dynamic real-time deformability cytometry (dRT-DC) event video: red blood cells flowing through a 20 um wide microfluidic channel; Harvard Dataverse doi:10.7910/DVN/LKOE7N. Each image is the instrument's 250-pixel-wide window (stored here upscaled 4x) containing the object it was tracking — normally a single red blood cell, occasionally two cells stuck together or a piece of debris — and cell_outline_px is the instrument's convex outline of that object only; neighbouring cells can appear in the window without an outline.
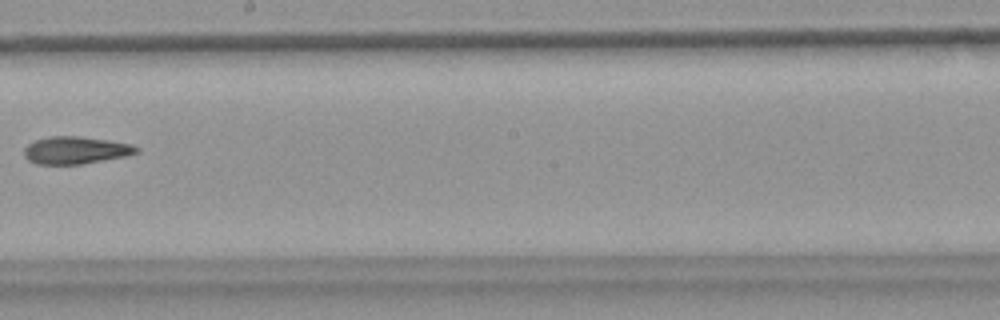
{"species": "common noctule bat (a hibernating species)", "species_latin": "Nyctalus noctula", "temperature_condition": "warm", "stored_images_in_passage": 9, "camera_frame_rate_fps": 3000, "um_per_image_px": 0.085, "animal": {"sex": "female", "body_mass_g": 18.4}, "frame": {"image": 1, "passage_image": 8, "time_ms": 2.333, "image_size_px": [1000, 320], "cell_outline_px": [[140, 152], [124, 156], [80, 164], [36, 164], [28, 160], [24, 156], [24, 148], [28, 144], [36, 140], [48, 136], [80, 136], [108, 140], [132, 144], [140, 148]], "centroid_in_image_um": [6.42, 12.76], "position_along_channel_um": 241.8, "area_um2": 17.92}}
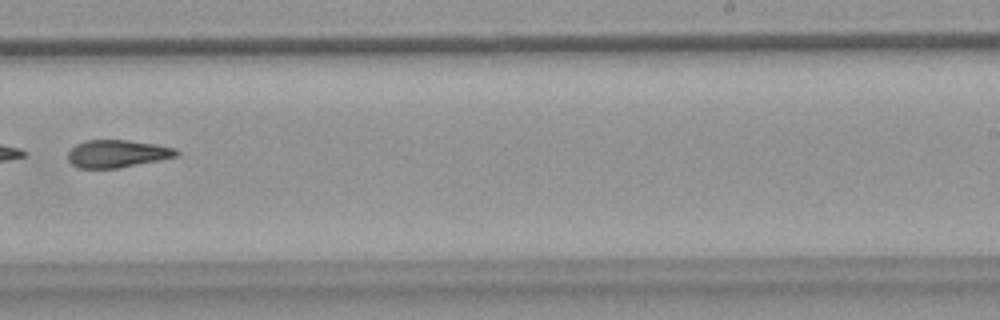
{"frame": {"image": 2, "passage_image": 9, "time_ms": 2.667, "image_size_px": [1000, 320], "cell_outline_px": [[180, 152], [176, 156], [120, 168], [76, 168], [68, 160], [68, 152], [76, 144], [84, 140], [128, 140], [156, 144], [176, 148]], "centroid_in_image_um": [9.94, 13.06], "position_along_channel_um": 279.1, "area_um2": 17.46}}